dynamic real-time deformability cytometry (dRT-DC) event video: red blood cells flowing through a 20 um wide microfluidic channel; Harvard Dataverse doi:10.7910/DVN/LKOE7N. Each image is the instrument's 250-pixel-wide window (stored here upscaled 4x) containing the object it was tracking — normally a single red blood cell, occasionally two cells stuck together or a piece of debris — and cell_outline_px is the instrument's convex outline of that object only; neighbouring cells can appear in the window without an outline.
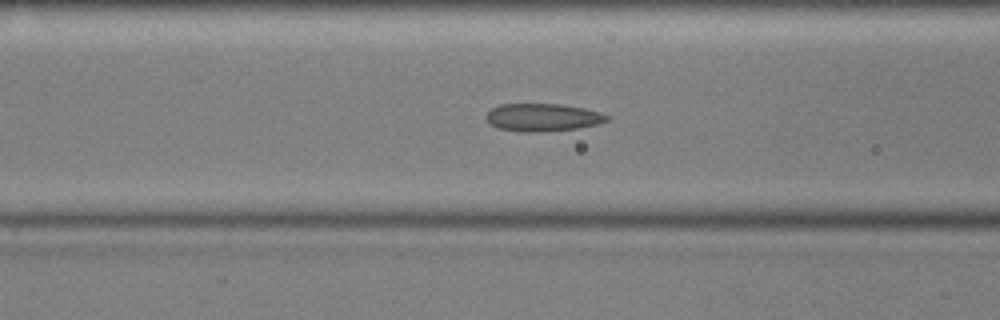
{"species": "common noctule bat (a hibernating species)", "species_latin": "Nyctalus noctula", "temperature_condition": "cold", "stored_images_in_passage": 48, "camera_frame_rate_fps": 3000, "um_per_image_px": 0.085, "animal": {"sex": "male", "body_mass_g": 17.9, "forearm_length_mm": 54.2}, "frame": {"image": 1, "passage_image": 21, "time_ms": 6.667, "image_size_px": [1000, 320], "cell_outline_px": [[608, 120], [600, 124], [576, 128], [536, 132], [520, 132], [496, 128], [488, 124], [484, 116], [492, 108], [500, 104], [560, 104], [584, 108], [600, 112], [608, 116]], "centroid_in_image_um": [46.07, 9.98], "position_along_channel_um": 120.5, "area_um2": 19.65}}
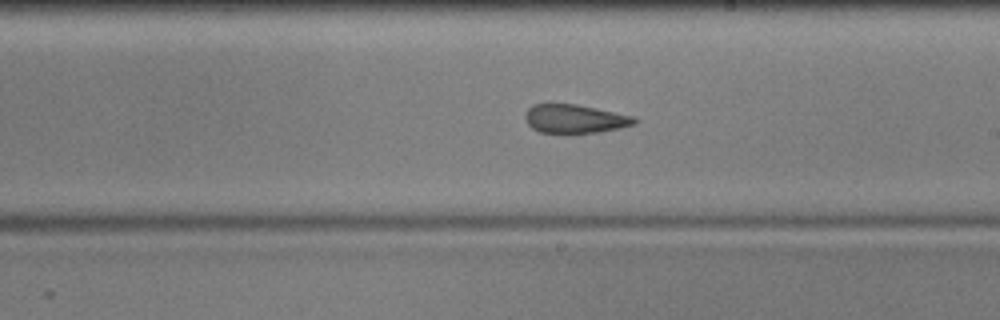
{"frame": {"image": 2, "passage_image": 31, "time_ms": 10.0, "image_size_px": [1000, 320], "cell_outline_px": [[636, 124], [620, 128], [600, 132], [540, 132], [532, 128], [524, 120], [524, 112], [532, 104], [576, 104], [596, 108], [632, 116], [636, 120]], "centroid_in_image_um": [48.82, 10.09], "position_along_channel_um": 240.2, "area_um2": 18.09}}
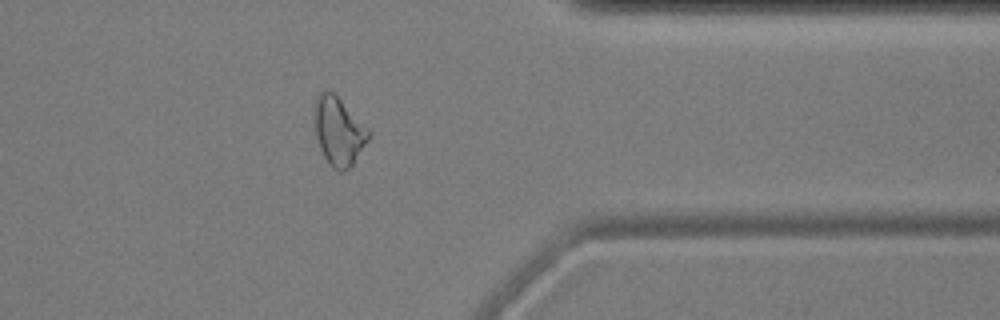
{"frame": {"image": 3, "passage_image": 44, "time_ms": 14.333, "image_size_px": [1000, 320], "cell_outline_px": [[372, 136], [352, 164], [348, 168], [340, 172], [336, 172], [328, 164], [320, 148], [316, 136], [316, 96], [324, 88], [332, 92], [372, 132]], "centroid_in_image_um": [28.81, 11.19], "position_along_channel_um": 382.6, "area_um2": 21.21}, "authors_computed_cell_mechanics": {"area_um2": 20.3167, "velocity_mm_per_s": 3.5901, "shape_relaxation_time_tau1_ms": null, "shape_relaxation_time_tau2_ms": 3.1843, "deformation_change_tau1": null, "deformation_change_tau2": 0.1155}}